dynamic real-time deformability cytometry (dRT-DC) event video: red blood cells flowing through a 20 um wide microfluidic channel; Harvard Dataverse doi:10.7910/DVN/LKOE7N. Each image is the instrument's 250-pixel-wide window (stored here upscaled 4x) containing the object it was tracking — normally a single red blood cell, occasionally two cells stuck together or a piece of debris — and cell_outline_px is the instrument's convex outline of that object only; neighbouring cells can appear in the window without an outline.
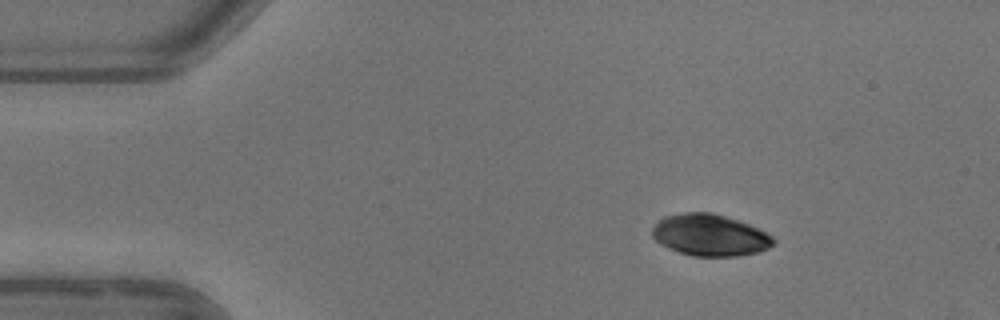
{"species": "common noctule bat (a hibernating species)", "species_latin": "Nyctalus noctula", "temperature_condition": "warm", "stored_images_in_passage": 3, "camera_frame_rate_fps": 3000, "um_per_image_px": 0.085, "animal": {"sex": "female"}, "frame": {"image": 1, "passage_image": 1, "time_ms": 0.0, "image_size_px": [1000, 320], "cell_outline_px": [[776, 244], [760, 252], [740, 256], [692, 256], [668, 248], [660, 244], [652, 236], [652, 228], [664, 216], [676, 212], [712, 212], [748, 224], [772, 236], [776, 240]], "centroid_in_image_um": [60.34, 19.99], "position_along_channel_um": 24.7, "area_um2": 29.54}}